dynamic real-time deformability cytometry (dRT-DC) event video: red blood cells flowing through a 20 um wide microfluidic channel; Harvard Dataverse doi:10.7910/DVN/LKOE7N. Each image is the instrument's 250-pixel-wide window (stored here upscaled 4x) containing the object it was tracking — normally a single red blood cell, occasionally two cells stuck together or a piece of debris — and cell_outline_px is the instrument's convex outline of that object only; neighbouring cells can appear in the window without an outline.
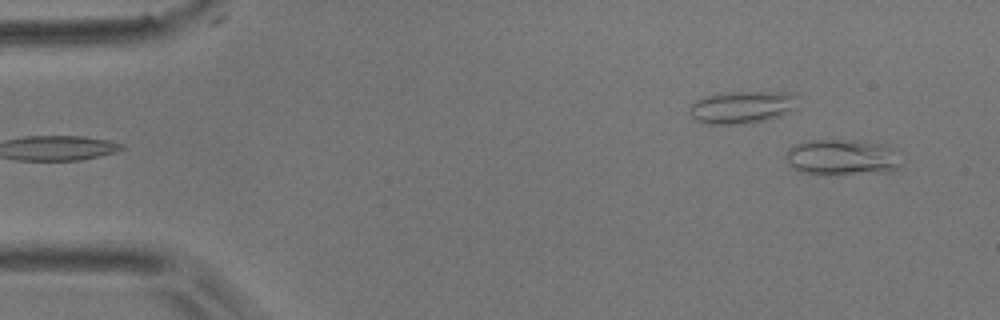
{"species": "common noctule bat (a hibernating species)", "species_latin": "Nyctalus noctula", "temperature_condition": "room temperature", "stored_images_in_passage": 4, "camera_frame_rate_fps": 3000, "um_per_image_px": 0.085, "animal": {"sex": "male", "body_mass_g": 17.9}, "frame": {"image": 1, "passage_image": 4, "time_ms": 1.0, "image_size_px": [1000, 320], "cell_outline_px": [[900, 168], [888, 172], [800, 172], [792, 168], [788, 164], [784, 156], [796, 144], [808, 140], [864, 140], [884, 144], [888, 148], [900, 164]], "centroid_in_image_um": [71.52, 13.33], "position_along_channel_um": 13.5, "area_um2": 23.12}}